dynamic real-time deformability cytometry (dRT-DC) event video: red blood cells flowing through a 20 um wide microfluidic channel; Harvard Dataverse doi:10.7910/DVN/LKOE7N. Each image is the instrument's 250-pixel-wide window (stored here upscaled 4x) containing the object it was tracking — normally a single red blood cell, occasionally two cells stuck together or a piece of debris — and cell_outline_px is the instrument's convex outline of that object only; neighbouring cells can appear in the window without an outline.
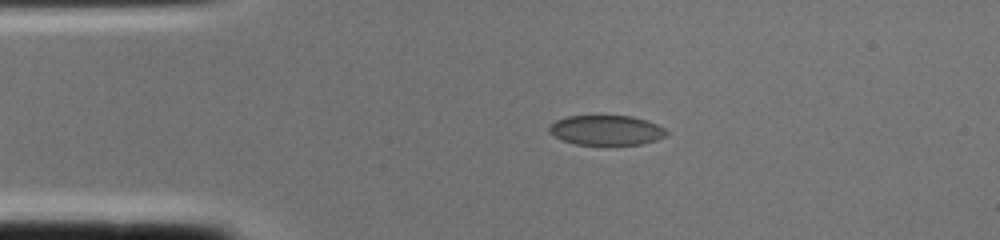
{"species": "common noctule bat (a hibernating species)", "species_latin": "Nyctalus noctula", "temperature_condition": "cold", "stored_images_in_passage": 1, "camera_frame_rate_fps": 3000, "um_per_image_px": 0.085, "animal": {"sex": "female", "body_mass_g": 22.0, "forearm_length_mm": 56.7}, "frame": {"image": 1, "passage_image": 1, "time_ms": 0.0, "image_size_px": [1000, 240], "cell_outline_px": [[668, 132], [664, 136], [656, 140], [640, 144], [612, 148], [608, 148], [576, 144], [564, 140], [548, 132], [548, 124], [556, 120], [568, 116], [632, 116], [656, 124], [664, 128]], "centroid_in_image_um": [51.51, 11.12], "position_along_channel_um": 33.5, "area_um2": 21.1}}